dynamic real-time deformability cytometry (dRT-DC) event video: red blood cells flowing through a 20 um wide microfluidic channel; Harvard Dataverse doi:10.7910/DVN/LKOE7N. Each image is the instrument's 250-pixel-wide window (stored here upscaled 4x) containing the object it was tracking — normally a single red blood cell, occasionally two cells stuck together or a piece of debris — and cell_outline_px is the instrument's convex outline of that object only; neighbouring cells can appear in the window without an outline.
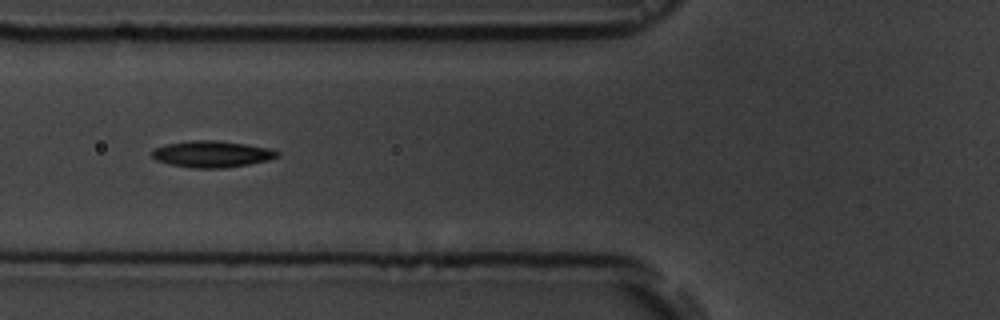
{"species": "common noctule bat (a hibernating species)", "species_latin": "Nyctalus noctula", "temperature_condition": "room temperature", "stored_images_in_passage": 39, "camera_frame_rate_fps": 3000, "um_per_image_px": 0.085, "animal": {"sex": "male", "body_mass_g": 19.5, "forearm_length_mm": 54.6}, "frame": {"image": 1, "passage_image": 6, "time_ms": 1.667, "image_size_px": [1000, 320], "cell_outline_px": [[280, 156], [268, 160], [248, 164], [224, 168], [192, 168], [168, 164], [156, 160], [152, 156], [152, 148], [164, 144], [192, 140], [216, 140], [272, 148], [280, 152]], "centroid_in_image_um": [18.0, 13.09], "position_along_channel_um": 107.8, "area_um2": 19.54}}
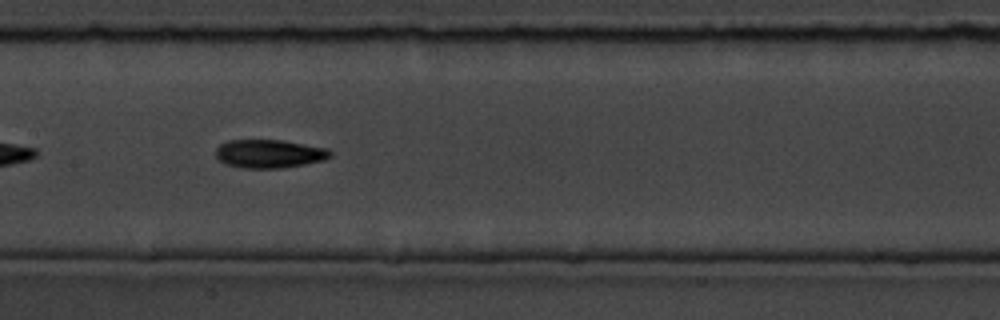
{"frame": {"image": 2, "passage_image": 12, "time_ms": 3.667, "image_size_px": [1000, 320], "cell_outline_px": [[332, 156], [324, 160], [284, 168], [240, 168], [224, 164], [216, 156], [216, 148], [220, 144], [228, 140], [284, 140], [328, 148], [332, 152]], "centroid_in_image_um": [22.9, 13.07], "position_along_channel_um": 184.5, "area_um2": 19.19}}
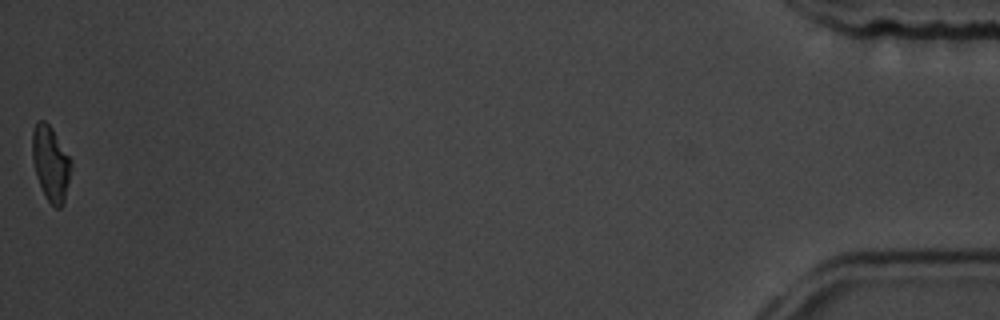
{"frame": {"image": 3, "passage_image": 39, "time_ms": 12.667, "image_size_px": [1000, 320], "cell_outline_px": [[72, 164], [64, 200], [60, 208], [56, 208], [48, 200], [36, 176], [32, 160], [32, 128], [36, 120], [44, 120], [52, 128], [72, 160]], "centroid_in_image_um": [4.29, 13.82], "position_along_channel_um": 430.9, "area_um2": 16.88}, "authors_computed_cell_mechanics": {"area_um2": 18.207, "velocity_mm_per_s": 3.8392, "shape_relaxation_time_tau1_ms": 3.2467, "shape_relaxation_time_tau2_ms": 4.1513, "deformation_change_tau1": 0.1569, "deformation_change_tau2": 0.0946}}